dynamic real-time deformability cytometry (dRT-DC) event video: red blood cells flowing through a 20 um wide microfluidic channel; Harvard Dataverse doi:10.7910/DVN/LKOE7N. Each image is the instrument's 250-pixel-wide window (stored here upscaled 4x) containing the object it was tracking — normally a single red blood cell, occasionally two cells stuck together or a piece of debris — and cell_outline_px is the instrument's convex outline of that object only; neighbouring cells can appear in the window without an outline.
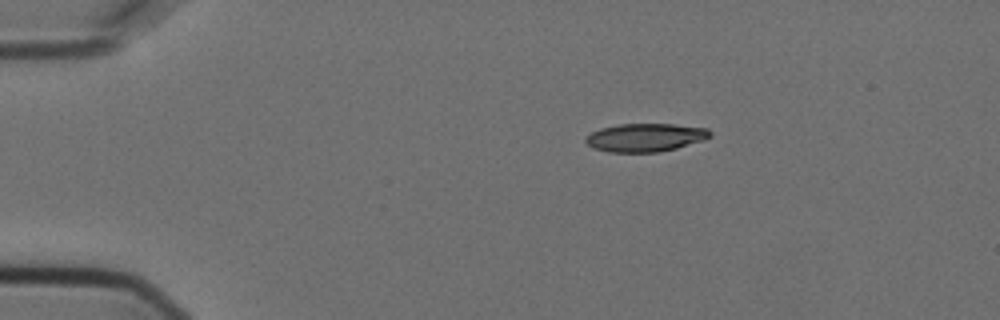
{"species": "Egyptian fruit bat (a non-hibernating species)", "species_latin": "Rousettus aegyptiacus", "temperature_condition": "cold", "stored_images_in_passage": 2, "camera_frame_rate_fps": 3000, "um_per_image_px": 0.085, "animal": {"sex": "female"}, "frame": {"image": 1, "passage_image": 1, "time_ms": 0.0, "image_size_px": [1000, 320], "cell_outline_px": [[712, 136], [704, 140], [676, 148], [660, 152], [608, 152], [592, 148], [584, 140], [584, 136], [600, 128], [620, 124], [672, 124], [708, 128], [712, 132]], "centroid_in_image_um": [54.85, 11.69], "position_along_channel_um": 30.2, "area_um2": 20.63}}